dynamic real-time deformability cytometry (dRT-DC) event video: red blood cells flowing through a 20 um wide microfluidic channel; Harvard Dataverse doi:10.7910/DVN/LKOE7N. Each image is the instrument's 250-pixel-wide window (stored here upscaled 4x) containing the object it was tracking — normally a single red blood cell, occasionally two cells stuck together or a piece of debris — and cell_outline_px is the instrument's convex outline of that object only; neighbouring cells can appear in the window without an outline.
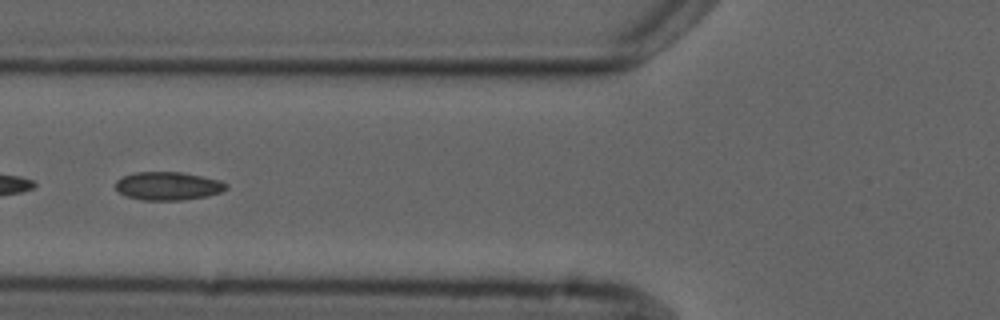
{"species": "common noctule bat (a hibernating species)", "species_latin": "Nyctalus noctula", "temperature_condition": "cold", "stored_images_in_passage": 10, "camera_frame_rate_fps": 3000, "um_per_image_px": 0.085, "animal": {"sex": "male", "forearm_length_mm": 52.5}, "frame": {"image": 1, "passage_image": 6, "time_ms": 6.0, "image_size_px": [1000, 320], "cell_outline_px": [[228, 188], [220, 192], [208, 196], [180, 200], [144, 200], [128, 196], [120, 192], [116, 188], [116, 180], [124, 176], [136, 172], [180, 172], [220, 180], [228, 184]], "centroid_in_image_um": [14.31, 15.81], "position_along_channel_um": 111.5, "area_um2": 18.03}}
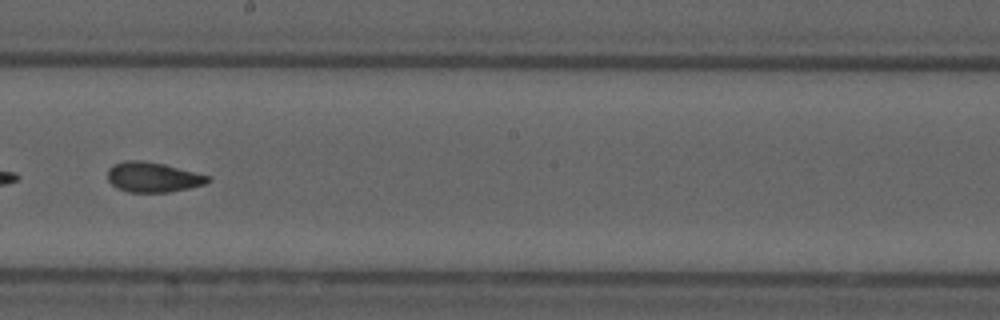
{"frame": {"image": 2, "passage_image": 9, "time_ms": 9.333, "image_size_px": [1000, 320], "cell_outline_px": [[212, 180], [204, 184], [188, 188], [168, 192], [128, 192], [116, 188], [108, 180], [108, 168], [112, 164], [124, 160], [144, 160], [164, 164], [212, 176]], "centroid_in_image_um": [12.99, 15.04], "position_along_channel_um": 235.2, "area_um2": 17.74}}
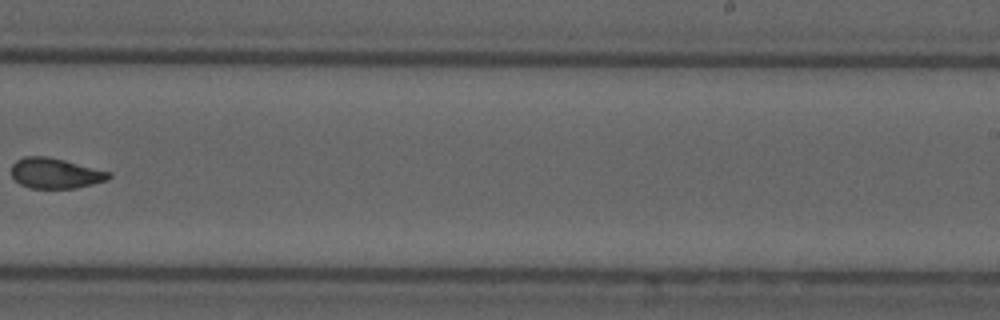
{"frame": {"image": 3, "passage_image": 10, "time_ms": 10.667, "image_size_px": [1000, 320], "cell_outline_px": [[112, 176], [108, 180], [76, 188], [32, 188], [20, 184], [12, 176], [12, 164], [16, 160], [24, 156], [48, 156], [112, 172]], "centroid_in_image_um": [4.72, 14.72], "position_along_channel_um": 284.3, "area_um2": 17.28}}